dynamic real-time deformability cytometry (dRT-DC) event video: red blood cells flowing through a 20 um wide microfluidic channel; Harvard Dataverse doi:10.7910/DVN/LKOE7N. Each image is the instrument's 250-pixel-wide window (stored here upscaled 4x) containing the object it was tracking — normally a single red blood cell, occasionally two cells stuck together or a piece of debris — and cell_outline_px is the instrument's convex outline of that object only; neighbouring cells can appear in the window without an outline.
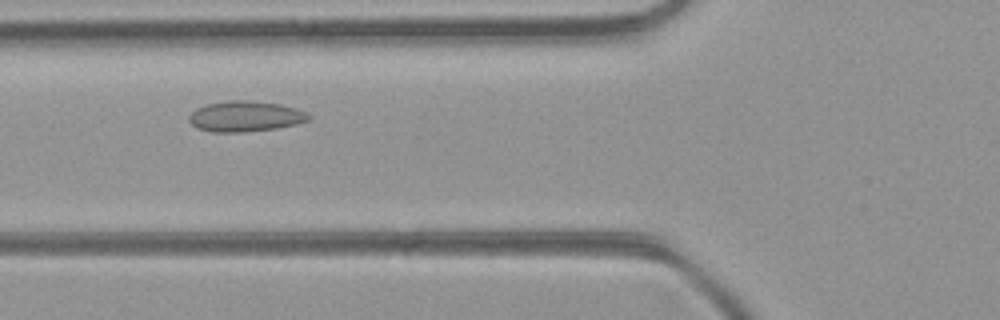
{"species": "common noctule bat (a hibernating species)", "species_latin": "Nyctalus noctula", "temperature_condition": "room temperature", "stored_images_in_passage": 32, "camera_frame_rate_fps": 3000, "um_per_image_px": 0.085, "animal": {"sex": "female", "body_mass_g": 21.9}, "frame": {"image": 1, "passage_image": 3, "time_ms": 0.667, "image_size_px": [1000, 320], "cell_outline_px": [[312, 116], [308, 120], [296, 124], [276, 128], [240, 132], [212, 132], [196, 128], [188, 120], [188, 116], [196, 108], [208, 104], [232, 100], [244, 100], [280, 104], [296, 108], [308, 112]], "centroid_in_image_um": [20.85, 9.89], "position_along_channel_um": 104.9, "area_um2": 21.27}}
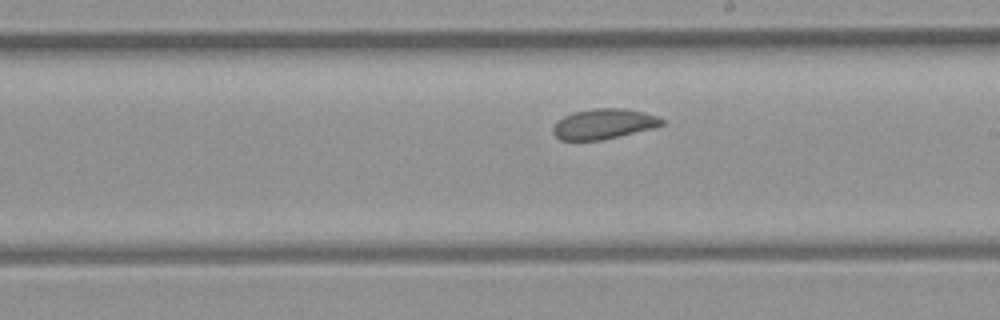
{"frame": {"image": 2, "passage_image": 12, "time_ms": 3.667, "image_size_px": [1000, 320], "cell_outline_px": [[664, 124], [652, 128], [620, 136], [600, 140], [560, 140], [552, 132], [552, 128], [556, 120], [572, 112], [596, 108], [624, 108], [644, 112], [656, 116], [664, 120]], "centroid_in_image_um": [51.28, 10.53], "position_along_channel_um": 237.7, "area_um2": 19.19}}
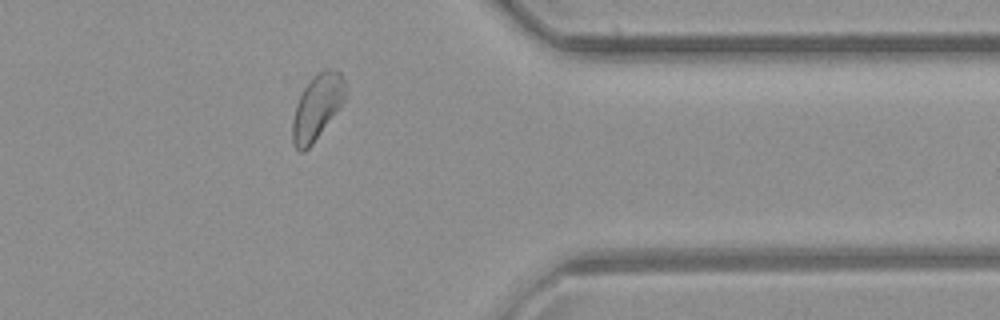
{"frame": {"image": 3, "passage_image": 23, "time_ms": 7.333, "image_size_px": [1000, 320], "cell_outline_px": [[348, 96], [340, 108], [312, 144], [304, 152], [300, 152], [292, 144], [292, 120], [296, 104], [304, 88], [312, 76], [324, 68], [336, 68], [340, 72], [348, 88]], "centroid_in_image_um": [26.99, 9.06], "position_along_channel_um": 384.4, "area_um2": 20.58}}